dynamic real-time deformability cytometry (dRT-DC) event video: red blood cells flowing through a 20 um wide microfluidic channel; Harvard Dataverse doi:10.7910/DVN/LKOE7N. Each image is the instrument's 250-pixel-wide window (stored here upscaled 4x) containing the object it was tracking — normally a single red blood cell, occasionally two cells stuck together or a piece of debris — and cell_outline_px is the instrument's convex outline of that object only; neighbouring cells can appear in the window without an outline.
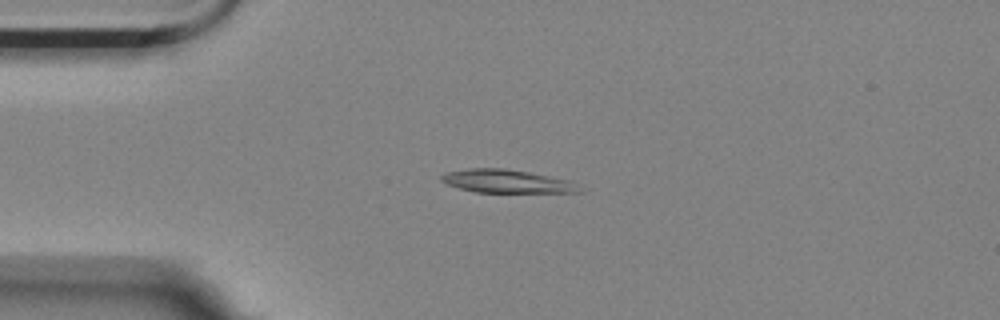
{"species": "Egyptian fruit bat (a non-hibernating species)", "species_latin": "Rousettus aegyptiacus", "temperature_condition": "room temperature", "stored_images_in_passage": 6, "camera_frame_rate_fps": 3000, "um_per_image_px": 0.085, "animal": {"sex": "female"}, "frame": {"image": 1, "passage_image": 3, "time_ms": 0.667, "image_size_px": [1000, 320], "cell_outline_px": [[580, 192], [476, 192], [444, 184], [440, 180], [440, 176], [444, 172], [468, 168], [504, 168], [528, 172], [568, 180]], "centroid_in_image_um": [42.9, 15.39], "position_along_channel_um": 42.1, "area_um2": 18.32}}
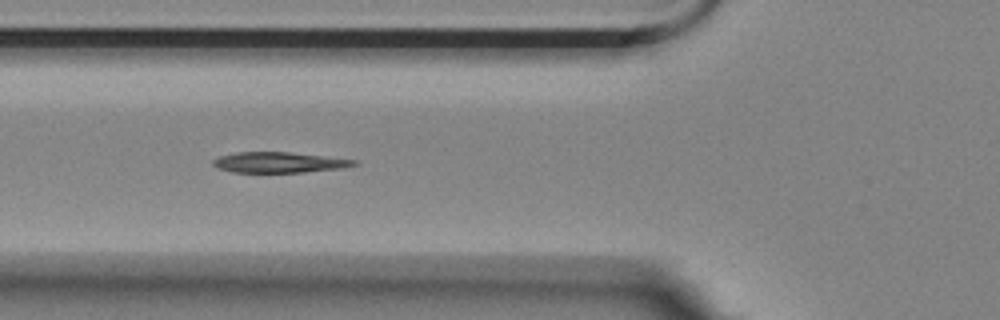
{"frame": {"image": 2, "passage_image": 5, "time_ms": 1.333, "image_size_px": [1000, 320], "cell_outline_px": [[360, 164], [340, 168], [304, 172], [232, 172], [216, 168], [212, 164], [212, 160], [220, 156], [236, 152], [288, 152], [324, 156], [356, 160]], "centroid_in_image_um": [23.68, 13.8], "position_along_channel_um": 102.1, "area_um2": 16.82}}
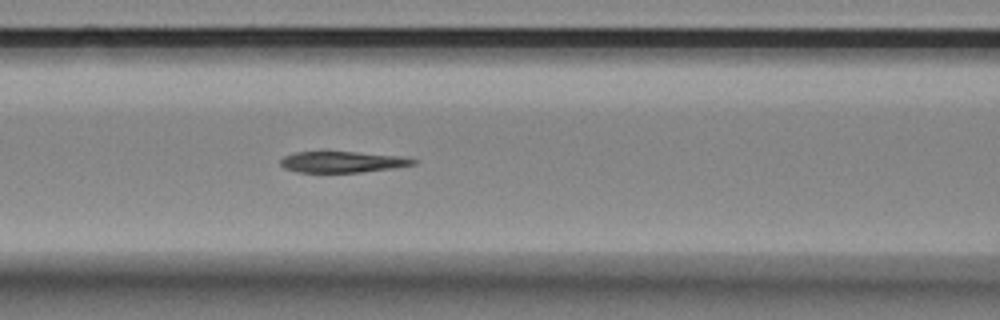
{"frame": {"image": 3, "passage_image": 6, "time_ms": 1.667, "image_size_px": [1000, 320], "cell_outline_px": [[416, 164], [392, 168], [360, 172], [296, 172], [284, 168], [280, 164], [280, 160], [284, 156], [296, 152], [356, 152], [400, 156], [416, 160]], "centroid_in_image_um": [29.07, 13.77], "position_along_channel_um": 137.5, "area_um2": 16.13}}